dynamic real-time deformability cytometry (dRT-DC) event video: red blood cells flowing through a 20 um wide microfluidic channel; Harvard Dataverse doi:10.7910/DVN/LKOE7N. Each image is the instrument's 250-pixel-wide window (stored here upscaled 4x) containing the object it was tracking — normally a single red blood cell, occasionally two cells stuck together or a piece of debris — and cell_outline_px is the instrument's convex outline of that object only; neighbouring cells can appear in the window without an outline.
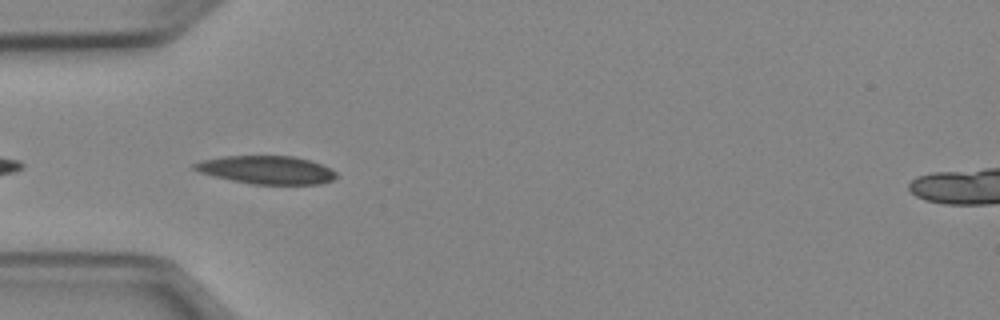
{"species": "Egyptian fruit bat (a non-hibernating species)", "species_latin": "Rousettus aegyptiacus", "temperature_condition": "cold", "stored_images_in_passage": 6, "camera_frame_rate_fps": 3000, "um_per_image_px": 0.085, "animal": {"sex": "female"}, "frame": {"image": 1, "passage_image": 2, "time_ms": 0.333, "image_size_px": [1000, 320], "cell_outline_px": [[336, 176], [332, 180], [320, 184], [252, 184], [232, 180], [200, 172], [192, 168], [192, 164], [200, 160], [220, 156], [292, 156], [308, 160], [320, 164], [336, 172]], "centroid_in_image_um": [22.62, 14.43], "position_along_channel_um": 62.4, "area_um2": 23.06}}